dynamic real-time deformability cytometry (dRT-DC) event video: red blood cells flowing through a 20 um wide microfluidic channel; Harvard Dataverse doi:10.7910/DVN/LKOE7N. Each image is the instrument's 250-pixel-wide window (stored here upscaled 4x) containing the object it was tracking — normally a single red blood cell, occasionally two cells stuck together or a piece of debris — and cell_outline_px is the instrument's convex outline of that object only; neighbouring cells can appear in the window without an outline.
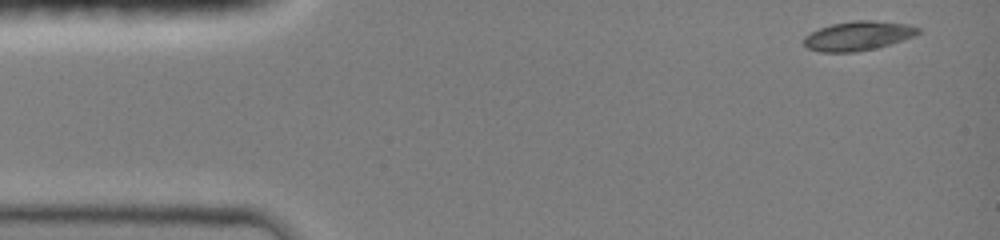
{"species": "common noctule bat (a hibernating species)", "species_latin": "Nyctalus noctula", "temperature_condition": "room temperature", "stored_images_in_passage": 32, "camera_frame_rate_fps": 3000, "um_per_image_px": 0.085, "animal": {"sex": "female", "body_mass_g": 19.0, "forearm_length_mm": 51.5}, "frame": {"image": 1, "passage_image": 1, "time_ms": 0.0, "image_size_px": [1000, 240], "cell_outline_px": [[920, 32], [916, 36], [876, 48], [856, 52], [820, 52], [808, 48], [804, 44], [804, 36], [820, 28], [832, 24], [852, 20], [872, 20], [908, 24], [920, 28]], "centroid_in_image_um": [72.96, 3.04], "position_along_channel_um": 12.0, "area_um2": 19.54}}
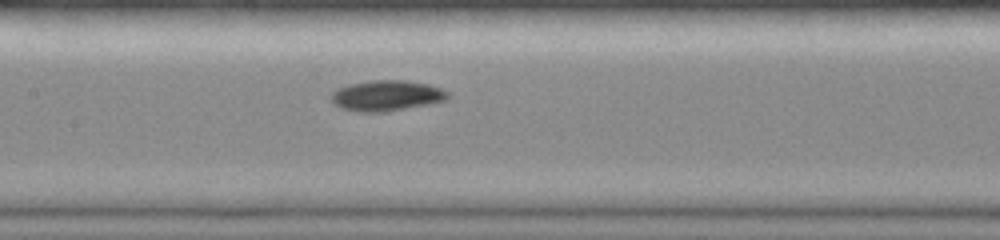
{"frame": {"image": 2, "passage_image": 14, "time_ms": 6.333, "image_size_px": [1000, 240], "cell_outline_px": [[452, 96], [444, 100], [428, 104], [384, 112], [364, 112], [344, 108], [336, 104], [332, 100], [332, 92], [336, 88], [348, 84], [368, 80], [404, 80], [428, 84], [440, 88], [448, 92]], "centroid_in_image_um": [32.87, 8.11], "position_along_channel_um": 174.5, "area_um2": 20.63}}
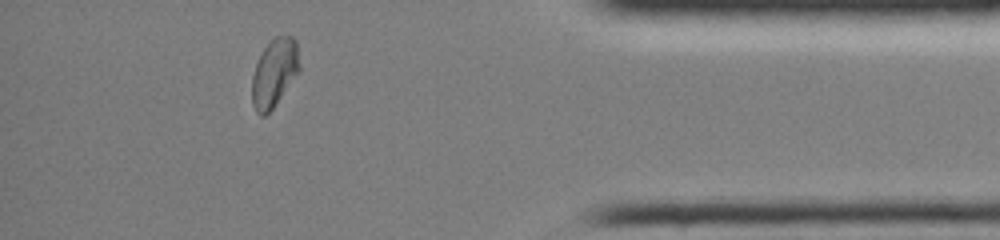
{"frame": {"image": 3, "passage_image": 27, "time_ms": 12.667, "image_size_px": [1000, 240], "cell_outline_px": [[300, 72], [272, 108], [264, 116], [260, 116], [256, 112], [252, 104], [252, 76], [256, 64], [264, 48], [276, 36], [292, 36], [296, 40], [300, 68]], "centroid_in_image_um": [23.33, 6.2], "position_along_channel_um": 411.9, "area_um2": 18.73}, "authors_computed_cell_mechanics": {"area_um2": 19.5075, "velocity_mm_per_s": 4.1366, "shape_relaxation_time_tau1_ms": 6.0424, "shape_relaxation_time_tau2_ms": null, "deformation_change_tau1": 0.1583, "deformation_change_tau2": null}}